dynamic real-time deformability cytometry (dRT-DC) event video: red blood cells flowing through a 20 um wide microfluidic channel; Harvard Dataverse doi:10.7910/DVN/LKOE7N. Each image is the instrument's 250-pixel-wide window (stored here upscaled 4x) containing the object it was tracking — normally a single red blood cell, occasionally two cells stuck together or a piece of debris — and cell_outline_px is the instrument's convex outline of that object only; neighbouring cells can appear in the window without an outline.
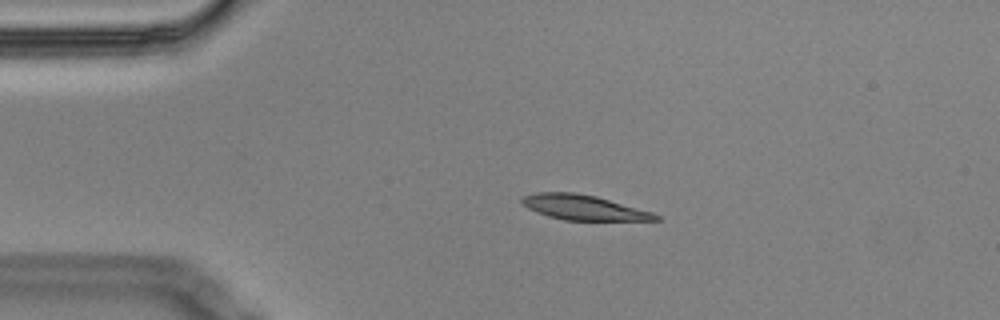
{"species": "Egyptian fruit bat (a non-hibernating species)", "species_latin": "Rousettus aegyptiacus", "temperature_condition": "cold", "stored_images_in_passage": 47, "camera_frame_rate_fps": 3000, "um_per_image_px": 0.085, "animal": {"sex": "male"}, "frame": {"image": 1, "passage_image": 1, "time_ms": 0.0, "image_size_px": [1000, 320], "cell_outline_px": [[660, 220], [564, 220], [548, 216], [536, 212], [528, 208], [520, 200], [524, 196], [536, 192], [576, 192], [596, 196], [652, 212], [660, 216]], "centroid_in_image_um": [49.59, 17.63], "position_along_channel_um": 35.4, "area_um2": 19.31}}
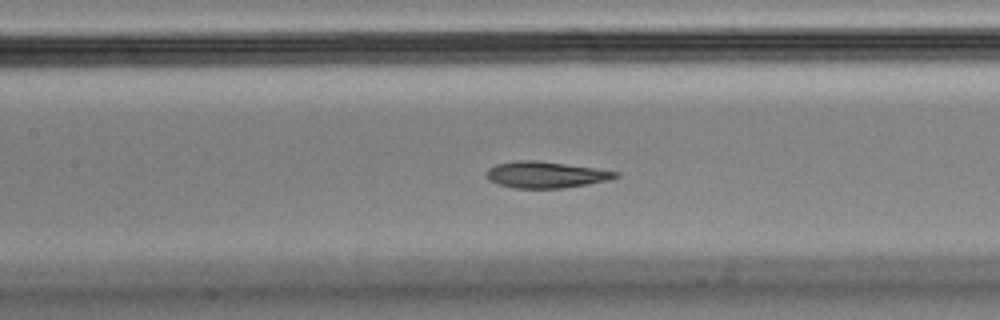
{"frame": {"image": 2, "passage_image": 15, "time_ms": 4.667, "image_size_px": [1000, 320], "cell_outline_px": [[620, 176], [608, 180], [588, 184], [564, 188], [516, 188], [500, 184], [488, 180], [484, 176], [484, 172], [488, 168], [496, 164], [516, 160], [536, 160], [620, 172]], "centroid_in_image_um": [46.34, 14.85], "position_along_channel_um": 161.1, "area_um2": 19.83}}
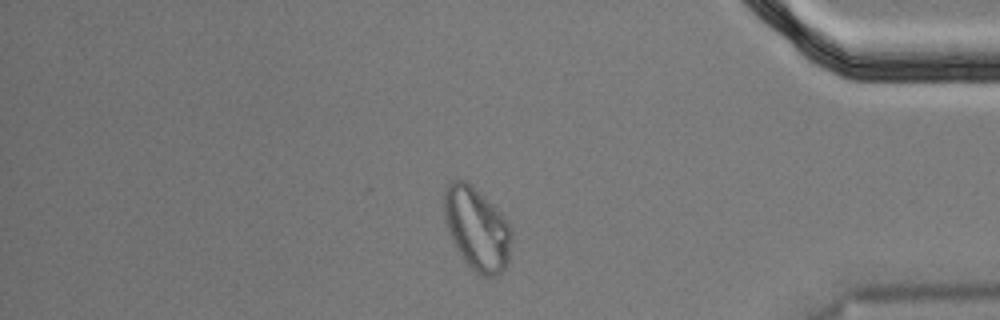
{"frame": {"image": 3, "passage_image": 38, "time_ms": 12.333, "image_size_px": [1000, 320], "cell_outline_px": [[512, 236], [508, 264], [496, 276], [484, 276], [476, 272], [464, 260], [456, 248], [448, 232], [444, 220], [444, 184], [452, 180], [464, 180], [512, 228]], "centroid_in_image_um": [40.49, 19.49], "position_along_channel_um": 394.7, "area_um2": 31.67}, "authors_computed_cell_mechanics": {"area_um2": 20.9236, "velocity_mm_per_s": 3.4454, "shape_relaxation_time_tau1_ms": null, "shape_relaxation_time_tau2_ms": 3.4246, "deformation_change_tau1": null, "deformation_change_tau2": 0.0841}}